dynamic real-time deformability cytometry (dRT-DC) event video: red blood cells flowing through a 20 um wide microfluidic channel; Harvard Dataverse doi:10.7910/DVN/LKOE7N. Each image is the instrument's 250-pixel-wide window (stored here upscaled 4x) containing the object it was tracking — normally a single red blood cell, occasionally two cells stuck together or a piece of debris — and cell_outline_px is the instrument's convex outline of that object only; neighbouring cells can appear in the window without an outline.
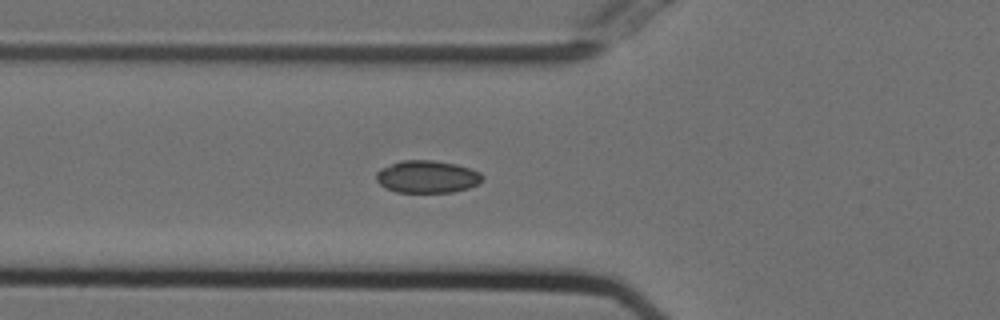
{"species": "Egyptian fruit bat (a non-hibernating species)", "species_latin": "Rousettus aegyptiacus", "temperature_condition": "cold", "stored_images_in_passage": 32, "camera_frame_rate_fps": 3000, "um_per_image_px": 0.085, "animal": {"sex": "female"}, "frame": {"image": 1, "passage_image": 5, "time_ms": 1.333, "image_size_px": [1000, 320], "cell_outline_px": [[484, 180], [468, 188], [452, 192], [396, 192], [380, 184], [376, 180], [376, 172], [380, 168], [400, 160], [432, 160], [456, 164], [480, 172], [484, 176]], "centroid_in_image_um": [36.3, 15.01], "position_along_channel_um": 89.5, "area_um2": 20.06}}
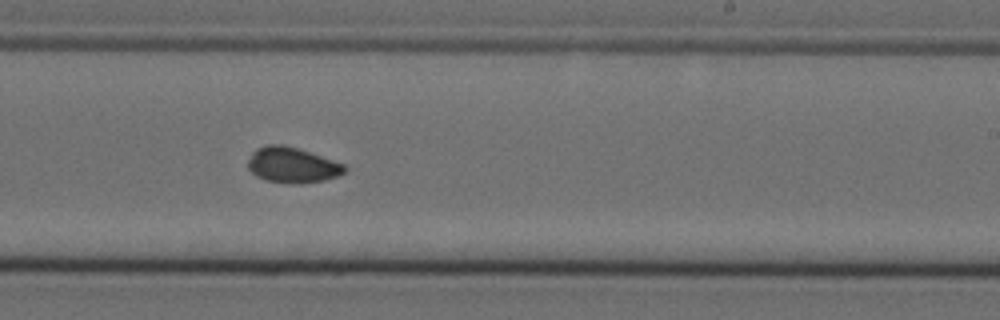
{"frame": {"image": 2, "passage_image": 19, "time_ms": 6.0, "image_size_px": [1000, 320], "cell_outline_px": [[348, 168], [344, 172], [336, 176], [324, 180], [300, 184], [292, 184], [264, 180], [256, 176], [248, 168], [248, 160], [252, 152], [256, 148], [268, 144], [280, 144], [296, 148], [344, 164]], "centroid_in_image_um": [24.8, 14.04], "position_along_channel_um": 264.2, "area_um2": 19.88}}
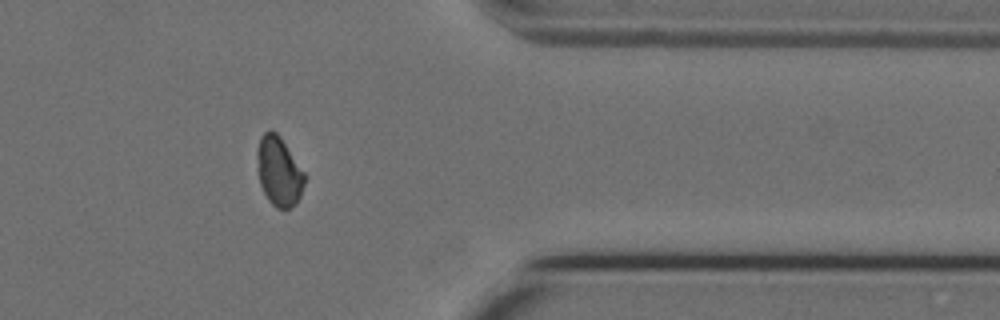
{"frame": {"image": 3, "passage_image": 30, "time_ms": 9.667, "image_size_px": [1000, 320], "cell_outline_px": [[308, 176], [300, 196], [296, 204], [288, 208], [276, 208], [268, 200], [260, 184], [256, 168], [256, 152], [260, 136], [264, 132], [276, 132], [280, 136]], "centroid_in_image_um": [23.71, 14.57], "position_along_channel_um": 387.7, "area_um2": 19.54}, "authors_computed_cell_mechanics": {"area_um2": 19.7676, "velocity_mm_per_s": 3.7417, "shape_relaxation_time_tau1_ms": null, "shape_relaxation_time_tau2_ms": 5.4484, "deformation_change_tau1": null, "deformation_change_tau2": 0.076}}